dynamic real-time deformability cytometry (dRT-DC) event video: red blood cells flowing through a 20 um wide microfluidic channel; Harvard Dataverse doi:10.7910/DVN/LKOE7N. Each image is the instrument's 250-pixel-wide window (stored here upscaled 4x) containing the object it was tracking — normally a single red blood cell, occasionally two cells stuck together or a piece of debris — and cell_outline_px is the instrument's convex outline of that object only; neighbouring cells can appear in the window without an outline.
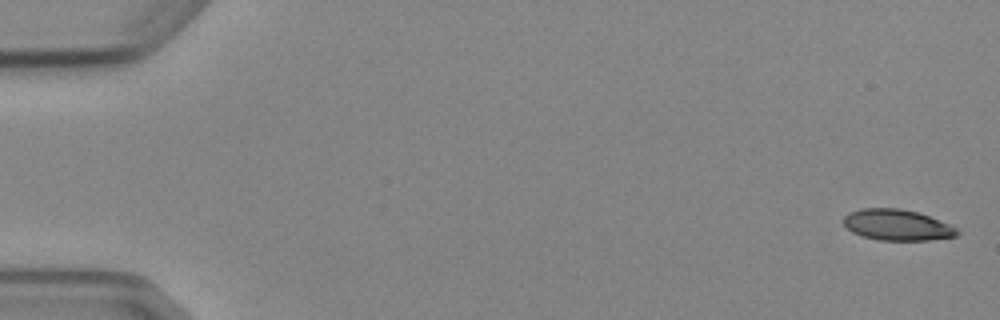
{"species": "Egyptian fruit bat (a non-hibernating species)", "species_latin": "Rousettus aegyptiacus", "temperature_condition": "cold", "stored_images_in_passage": 5, "camera_frame_rate_fps": 3000, "um_per_image_px": 0.085, "animal": {"sex": "female"}, "frame": {"image": 1, "passage_image": 1, "time_ms": 0.0, "image_size_px": [1000, 320], "cell_outline_px": [[960, 232], [956, 236], [928, 240], [880, 240], [864, 236], [852, 232], [844, 224], [844, 216], [848, 212], [860, 208], [900, 208], [916, 212], [928, 216], [948, 224], [956, 228]], "centroid_in_image_um": [76.23, 19.11], "position_along_channel_um": 8.8, "area_um2": 20.29}}
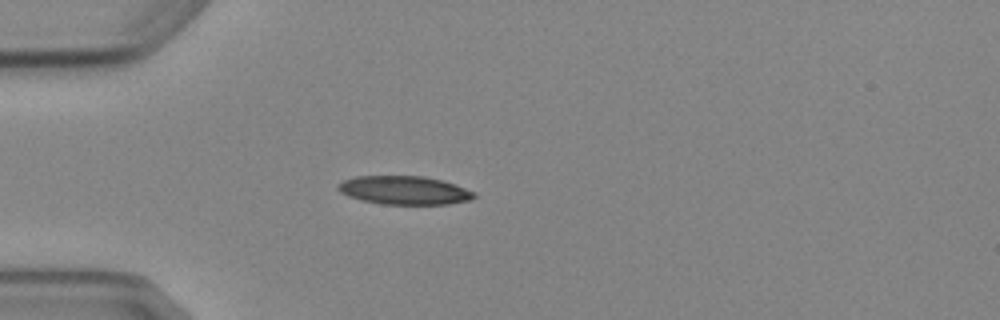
{"frame": {"image": 2, "passage_image": 4, "time_ms": 4.667, "image_size_px": [1000, 320], "cell_outline_px": [[476, 196], [472, 200], [448, 204], [380, 204], [360, 200], [348, 196], [340, 192], [336, 188], [336, 184], [344, 180], [356, 176], [424, 176], [440, 180], [476, 192]], "centroid_in_image_um": [34.33, 16.18], "position_along_channel_um": 50.7, "area_um2": 22.66}}